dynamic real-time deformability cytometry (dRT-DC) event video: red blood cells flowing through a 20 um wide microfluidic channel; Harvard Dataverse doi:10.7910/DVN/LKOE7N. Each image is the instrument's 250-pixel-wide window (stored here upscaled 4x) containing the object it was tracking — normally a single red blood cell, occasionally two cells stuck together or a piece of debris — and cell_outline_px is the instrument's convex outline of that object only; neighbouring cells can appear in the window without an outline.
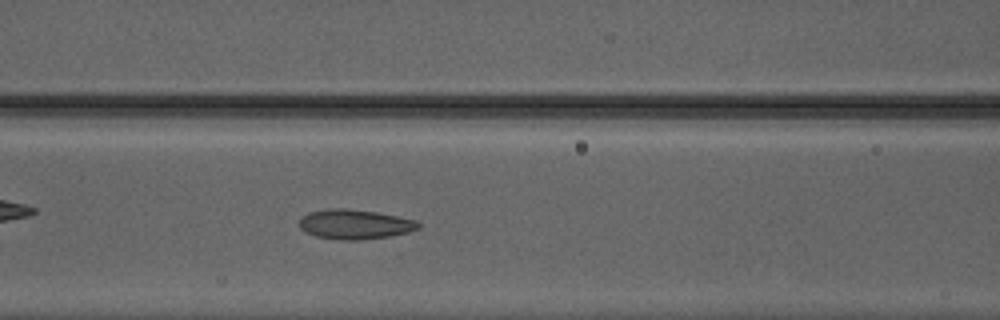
{"species": "Egyptian fruit bat (a non-hibernating species)", "species_latin": "Rousettus aegyptiacus", "temperature_condition": "warm", "stored_images_in_passage": 50, "camera_frame_rate_fps": 3000, "um_per_image_px": 0.085, "animal": {"sex": "male"}, "frame": {"image": 1, "passage_image": 22, "time_ms": 7.0, "image_size_px": [1000, 320], "cell_outline_px": [[420, 228], [408, 232], [388, 236], [360, 240], [340, 240], [316, 236], [300, 228], [300, 220], [308, 212], [328, 208], [344, 208], [376, 212], [416, 220], [420, 224]], "centroid_in_image_um": [30.16, 19.06], "position_along_channel_um": 136.4, "area_um2": 20.4}}
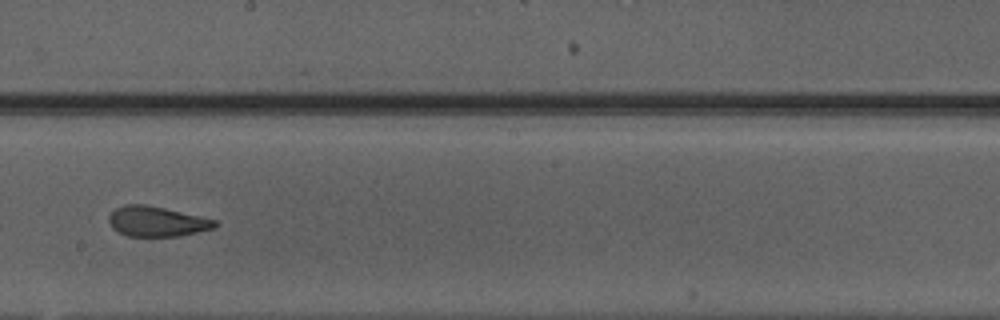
{"frame": {"image": 2, "passage_image": 29, "time_ms": 9.333, "image_size_px": [1000, 320], "cell_outline_px": [[220, 224], [216, 228], [180, 236], [128, 236], [112, 228], [108, 220], [108, 216], [116, 208], [124, 204], [144, 204], [164, 208], [216, 220]], "centroid_in_image_um": [13.34, 18.83], "position_along_channel_um": 234.9, "area_um2": 18.61}}
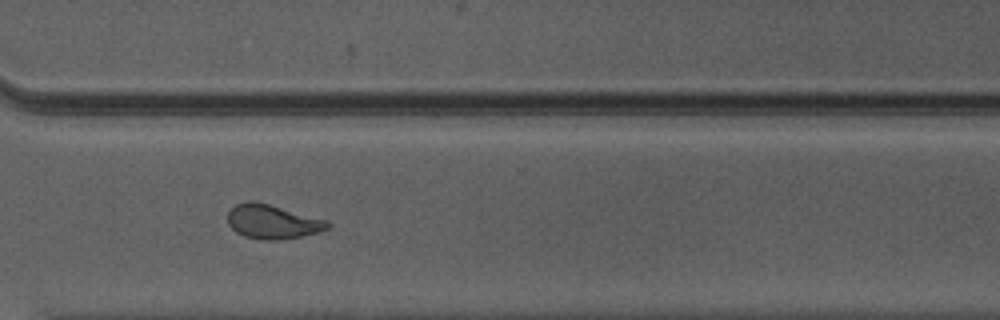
{"frame": {"image": 3, "passage_image": 37, "time_ms": 12.0, "image_size_px": [1000, 320], "cell_outline_px": [[332, 224], [328, 228], [316, 232], [300, 236], [280, 240], [264, 240], [244, 236], [236, 232], [228, 224], [228, 212], [236, 204], [248, 200], [256, 200], [328, 220]], "centroid_in_image_um": [23.15, 18.83], "position_along_channel_um": 347.4, "area_um2": 20.0}, "authors_computed_cell_mechanics": {"area_um2": 20.3167, "velocity_mm_per_s": 4.2302, "shape_relaxation_time_tau1_ms": null, "shape_relaxation_time_tau2_ms": 1.5237, "deformation_change_tau1": null, "deformation_change_tau2": 0.0848}}